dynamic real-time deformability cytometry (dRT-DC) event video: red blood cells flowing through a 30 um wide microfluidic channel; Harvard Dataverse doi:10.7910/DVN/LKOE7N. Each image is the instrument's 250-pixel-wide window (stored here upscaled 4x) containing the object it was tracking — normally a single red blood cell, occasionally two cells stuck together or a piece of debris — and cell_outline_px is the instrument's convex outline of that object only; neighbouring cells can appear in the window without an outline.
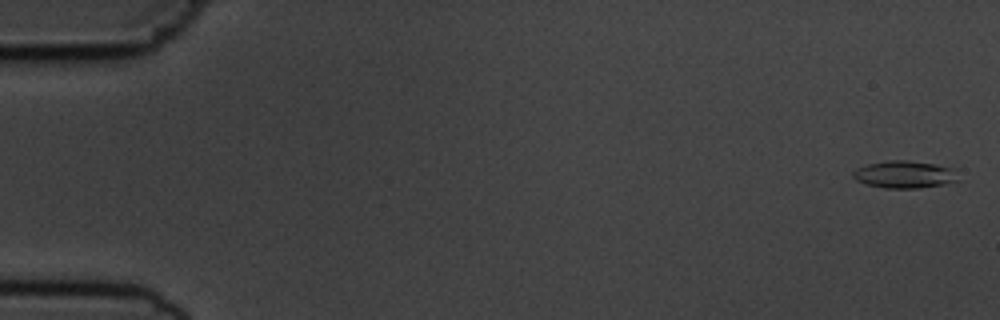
{"species": "common noctule bat (a hibernating species)", "species_latin": "Nyctalus noctula", "temperature_condition": "cold", "stored_images_in_passage": 5, "camera_frame_rate_fps": 3000, "um_per_image_px": 0.085, "animal": {"sex": "male", "body_mass_g": 19.5, "forearm_length_mm": 54.6}, "frame": {"image": 1, "passage_image": 1, "time_ms": 0.0, "image_size_px": [1000, 320], "cell_outline_px": [[960, 180], [944, 184], [916, 188], [884, 188], [868, 184], [856, 180], [852, 176], [852, 172], [856, 168], [868, 164], [892, 160], [904, 160], [932, 164], [956, 168]], "centroid_in_image_um": [76.92, 14.83], "position_along_channel_um": 8.1, "area_um2": 16.7}}
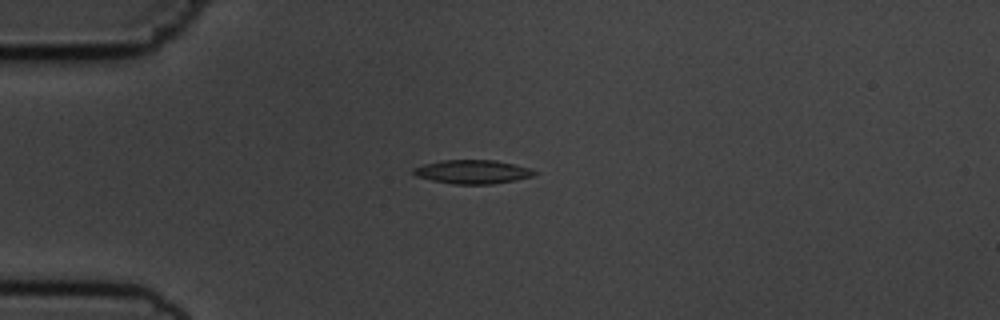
{"frame": {"image": 2, "passage_image": 5, "time_ms": 4.333, "image_size_px": [1000, 320], "cell_outline_px": [[536, 172], [532, 176], [492, 184], [452, 184], [432, 180], [416, 176], [412, 172], [412, 168], [424, 164], [444, 160], [496, 160], [528, 168]], "centroid_in_image_um": [40.09, 14.6], "position_along_channel_um": 44.9, "area_um2": 16.47}}